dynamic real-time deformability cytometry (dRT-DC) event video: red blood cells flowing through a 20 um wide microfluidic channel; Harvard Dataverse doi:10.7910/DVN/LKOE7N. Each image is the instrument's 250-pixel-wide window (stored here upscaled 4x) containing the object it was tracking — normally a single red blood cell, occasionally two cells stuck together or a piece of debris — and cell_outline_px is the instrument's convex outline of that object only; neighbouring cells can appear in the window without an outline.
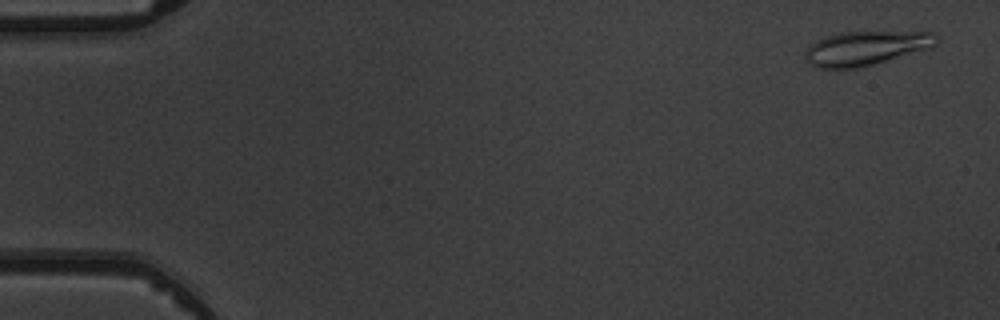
{"species": "common noctule bat (a hibernating species)", "species_latin": "Nyctalus noctula", "temperature_condition": "warm", "stored_images_in_passage": 5, "camera_frame_rate_fps": 3000, "um_per_image_px": 0.085, "animal": {"sex": "male", "body_mass_g": 19.5, "forearm_length_mm": 54.6}, "frame": {"image": 1, "passage_image": 1, "time_ms": 0.0, "image_size_px": [1000, 320], "cell_outline_px": [[940, 40], [932, 48], [872, 64], [856, 68], [816, 68], [804, 56], [804, 52], [816, 40], [840, 32], [936, 32], [940, 36]], "centroid_in_image_um": [73.66, 4.08], "position_along_channel_um": 11.3, "area_um2": 26.07}}